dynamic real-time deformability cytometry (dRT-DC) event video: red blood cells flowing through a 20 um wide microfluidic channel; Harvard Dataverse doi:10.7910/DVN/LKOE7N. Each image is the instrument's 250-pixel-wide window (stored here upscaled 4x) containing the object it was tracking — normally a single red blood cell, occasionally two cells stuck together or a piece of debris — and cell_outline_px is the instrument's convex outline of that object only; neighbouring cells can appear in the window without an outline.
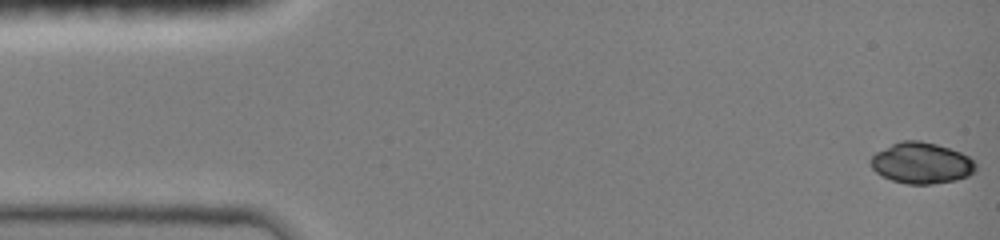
{"species": "common noctule bat (a hibernating species)", "species_latin": "Nyctalus noctula", "temperature_condition": "room temperature", "stored_images_in_passage": 47, "camera_frame_rate_fps": 3000, "um_per_image_px": 0.085, "animal": {"sex": "female", "body_mass_g": 19.0, "forearm_length_mm": 51.5}, "frame": {"image": 1, "passage_image": 1, "time_ms": 0.0, "image_size_px": [1000, 240], "cell_outline_px": [[976, 168], [968, 176], [956, 180], [932, 184], [908, 184], [892, 180], [876, 172], [872, 168], [868, 160], [876, 152], [900, 140], [920, 140], [936, 144], [960, 152], [968, 156], [976, 164]], "centroid_in_image_um": [78.3, 13.85], "position_along_channel_um": 6.7, "area_um2": 25.09}}
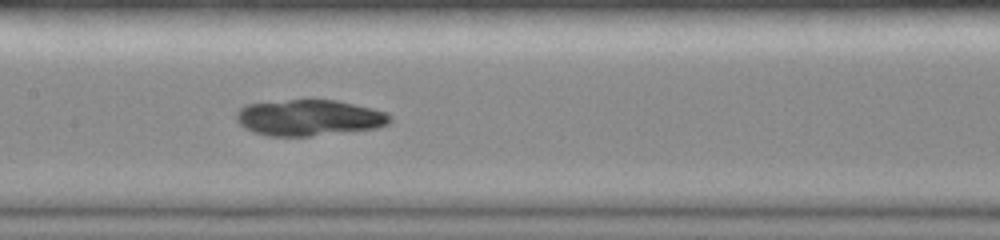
{"frame": {"image": 2, "passage_image": 23, "time_ms": 7.333, "image_size_px": [1000, 240], "cell_outline_px": [[392, 120], [388, 124], [376, 128], [312, 136], [268, 136], [252, 132], [244, 128], [236, 120], [236, 112], [244, 104], [288, 100], [336, 100], [372, 108], [388, 112], [392, 116]], "centroid_in_image_um": [26.26, 10.01], "position_along_channel_um": 181.1, "area_um2": 32.48}}
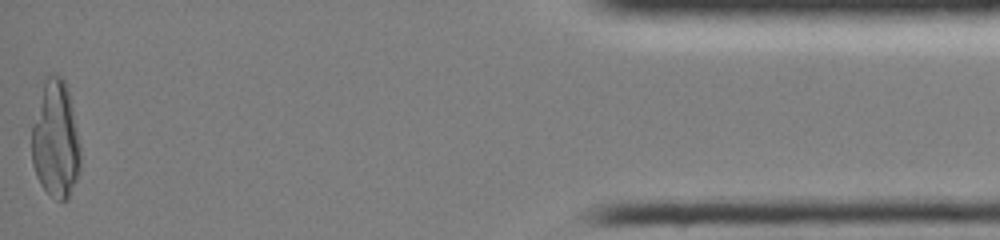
{"frame": {"image": 3, "passage_image": 47, "time_ms": 15.333, "image_size_px": [1000, 240], "cell_outline_px": [[80, 172], [68, 200], [60, 200], [48, 192], [40, 184], [36, 176], [32, 164], [32, 128], [44, 80], [48, 72], [60, 76], [64, 80], [68, 88], [80, 144]], "centroid_in_image_um": [4.74, 11.87], "position_along_channel_um": 430.5, "area_um2": 33.29}}